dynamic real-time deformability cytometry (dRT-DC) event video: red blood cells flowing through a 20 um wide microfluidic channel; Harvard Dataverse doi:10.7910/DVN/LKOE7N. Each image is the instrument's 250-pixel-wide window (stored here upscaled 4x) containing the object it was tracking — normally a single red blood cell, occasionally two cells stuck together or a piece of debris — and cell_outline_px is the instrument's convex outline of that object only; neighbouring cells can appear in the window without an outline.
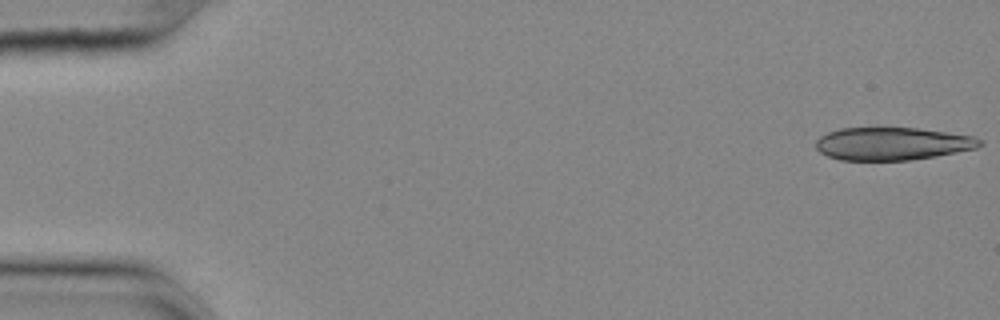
{"species": "common noctule bat (a hibernating species)", "species_latin": "Nyctalus noctula", "temperature_condition": "cold", "stored_images_in_passage": 16, "camera_frame_rate_fps": 3000, "um_per_image_px": 0.085, "animal": {"sex": "female", "body_mass_g": 25.1}, "frame": {"image": 1, "passage_image": 1, "time_ms": 0.0, "image_size_px": [1000, 320], "cell_outline_px": [[984, 144], [976, 148], [956, 152], [908, 160], [840, 160], [828, 156], [820, 152], [816, 148], [816, 140], [820, 136], [828, 132], [840, 128], [916, 128], [976, 136], [984, 140]], "centroid_in_image_um": [75.86, 12.21], "position_along_channel_um": 9.1, "area_um2": 31.27}}
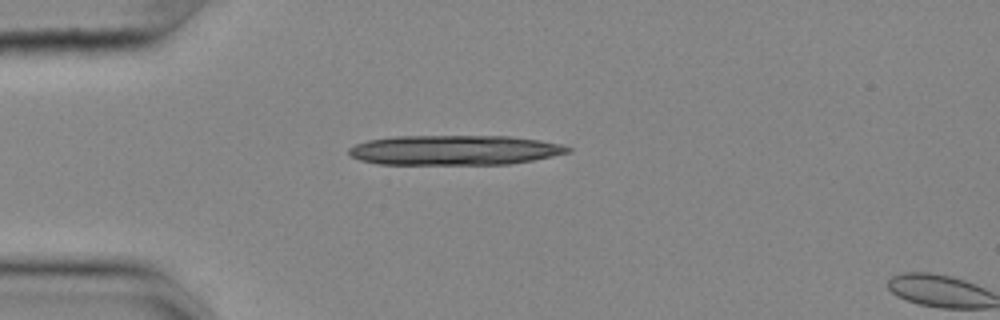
{"frame": {"image": 2, "passage_image": 14, "time_ms": 4.333, "image_size_px": [1000, 320], "cell_outline_px": [[572, 148], [568, 152], [552, 156], [532, 160], [508, 164], [376, 164], [360, 160], [352, 156], [348, 152], [348, 148], [356, 144], [368, 140], [396, 136], [508, 136], [536, 140], [560, 144]], "centroid_in_image_um": [38.58, 12.76], "position_along_channel_um": 46.4, "area_um2": 37.86}}